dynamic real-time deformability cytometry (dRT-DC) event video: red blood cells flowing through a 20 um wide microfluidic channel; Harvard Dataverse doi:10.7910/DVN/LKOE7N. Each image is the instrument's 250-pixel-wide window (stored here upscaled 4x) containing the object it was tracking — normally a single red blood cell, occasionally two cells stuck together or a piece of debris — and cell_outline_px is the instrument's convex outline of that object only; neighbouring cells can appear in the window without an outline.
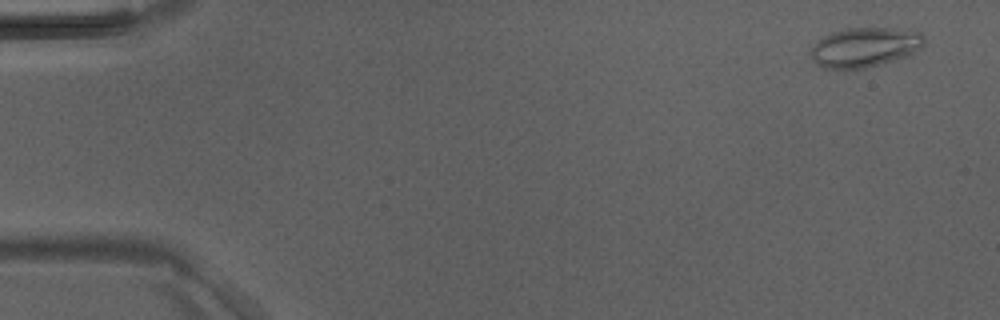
{"species": "Egyptian fruit bat (a non-hibernating species)", "species_latin": "Rousettus aegyptiacus", "temperature_condition": "room temperature", "stored_images_in_passage": 41, "camera_frame_rate_fps": 3000, "um_per_image_px": 0.085, "animal": {"sex": "male"}, "frame": {"image": 1, "passage_image": 1, "time_ms": 0.0, "image_size_px": [1000, 320], "cell_outline_px": [[924, 44], [920, 48], [908, 56], [864, 68], [824, 68], [816, 64], [812, 60], [812, 48], [820, 36], [832, 32], [848, 28], [884, 28], [920, 32], [924, 36]], "centroid_in_image_um": [73.48, 4.01], "position_along_channel_um": 11.5, "area_um2": 25.89}}
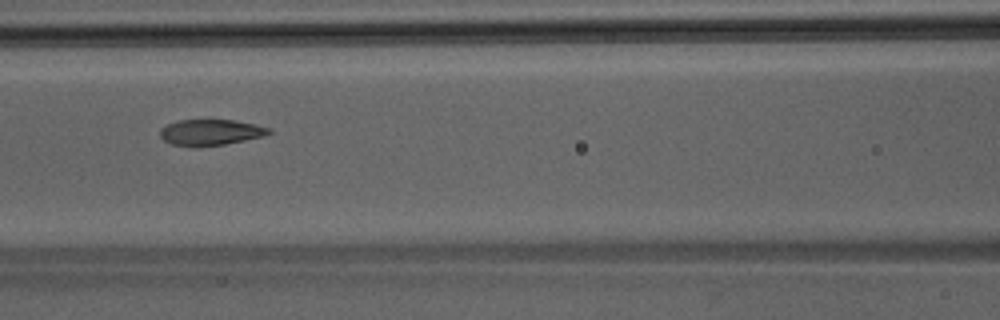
{"frame": {"image": 2, "passage_image": 19, "time_ms": 6.0, "image_size_px": [1000, 320], "cell_outline_px": [[272, 132], [264, 136], [224, 144], [172, 144], [164, 140], [160, 136], [160, 128], [176, 120], [236, 120], [268, 128]], "centroid_in_image_um": [17.9, 11.21], "position_along_channel_um": 148.7, "area_um2": 15.72}}
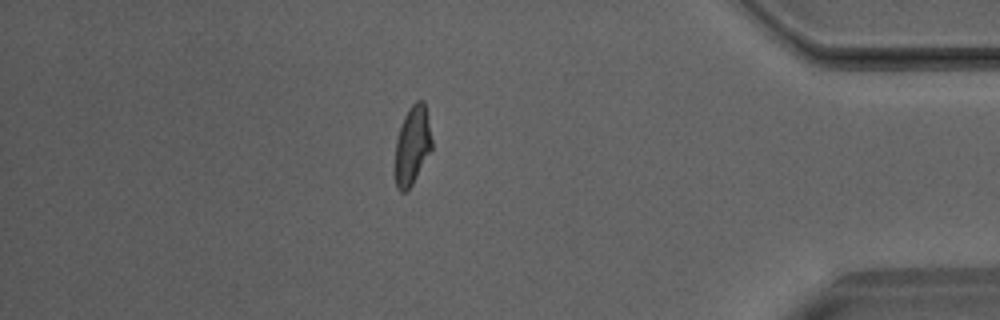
{"frame": {"image": 3, "passage_image": 38, "time_ms": 12.333, "image_size_px": [1000, 320], "cell_outline_px": [[432, 148], [412, 184], [404, 192], [400, 192], [396, 188], [396, 140], [404, 116], [408, 108], [416, 100], [424, 100], [432, 140]], "centroid_in_image_um": [35.05, 12.32], "position_along_channel_um": 400.1, "area_um2": 16.53}}